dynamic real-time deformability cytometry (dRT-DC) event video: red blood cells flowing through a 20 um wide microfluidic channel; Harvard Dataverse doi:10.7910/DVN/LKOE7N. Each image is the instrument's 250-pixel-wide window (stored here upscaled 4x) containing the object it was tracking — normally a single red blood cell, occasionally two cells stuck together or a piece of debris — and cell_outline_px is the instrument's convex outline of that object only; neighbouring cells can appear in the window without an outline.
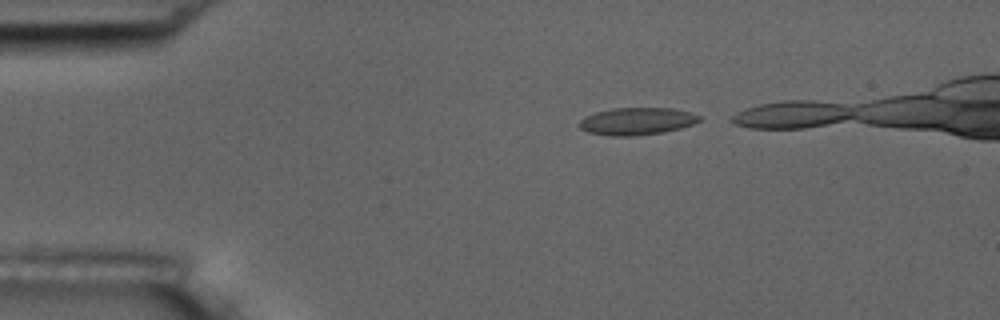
{"species": "common noctule bat (a hibernating species)", "species_latin": "Nyctalus noctula", "temperature_condition": "room temperature", "stored_images_in_passage": 6, "camera_frame_rate_fps": 3000, "um_per_image_px": 0.085, "animal": {"sex": "male", "body_mass_g": 17.5, "forearm_length_mm": 52.3}, "frame": {"image": 1, "passage_image": 1, "time_ms": 0.0, "image_size_px": [1000, 320], "cell_outline_px": [[700, 120], [692, 124], [680, 128], [660, 132], [632, 136], [608, 136], [588, 132], [580, 128], [576, 124], [584, 116], [596, 112], [612, 108], [672, 108], [688, 112], [700, 116]], "centroid_in_image_um": [54.05, 10.3], "position_along_channel_um": 30.9, "area_um2": 19.02}}